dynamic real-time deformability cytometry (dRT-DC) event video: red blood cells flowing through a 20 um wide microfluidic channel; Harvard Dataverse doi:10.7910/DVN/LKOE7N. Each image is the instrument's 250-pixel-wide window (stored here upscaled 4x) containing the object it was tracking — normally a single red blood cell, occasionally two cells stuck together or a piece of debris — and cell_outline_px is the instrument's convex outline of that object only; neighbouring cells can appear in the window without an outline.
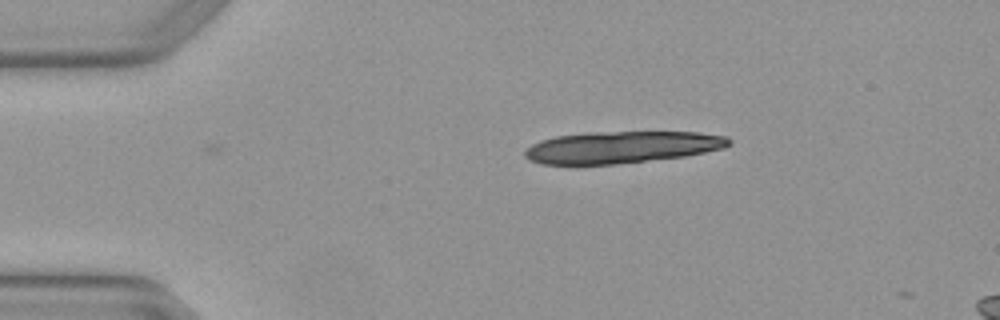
{"species": "Egyptian fruit bat (a non-hibernating species)", "species_latin": "Rousettus aegyptiacus", "temperature_condition": "warm", "stored_images_in_passage": 2, "camera_frame_rate_fps": 3000, "um_per_image_px": 0.085, "animal": {"sex": "female"}, "frame": {"image": 1, "passage_image": 1, "time_ms": 0.0, "image_size_px": [1000, 320], "cell_outline_px": [[732, 144], [724, 148], [684, 156], [616, 164], [540, 164], [528, 160], [524, 156], [524, 152], [532, 144], [540, 140], [556, 136], [588, 132], [700, 132], [728, 136], [732, 140]], "centroid_in_image_um": [52.87, 12.5], "position_along_channel_um": 32.1, "area_um2": 38.03}}